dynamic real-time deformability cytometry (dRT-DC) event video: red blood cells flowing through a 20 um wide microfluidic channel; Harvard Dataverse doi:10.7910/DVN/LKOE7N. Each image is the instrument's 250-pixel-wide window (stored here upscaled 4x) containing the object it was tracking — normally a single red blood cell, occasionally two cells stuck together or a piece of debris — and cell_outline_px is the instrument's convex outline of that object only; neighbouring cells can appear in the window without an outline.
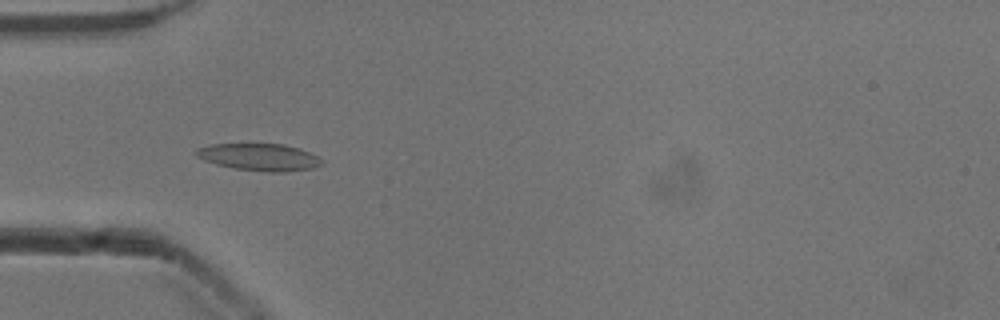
{"species": "common noctule bat (a hibernating species)", "species_latin": "Nyctalus noctula", "temperature_condition": "cold", "stored_images_in_passage": 33, "camera_frame_rate_fps": 3000, "um_per_image_px": 0.085, "animal": {"sex": "male", "body_mass_g": 13.3}, "frame": {"image": 1, "passage_image": 8, "time_ms": 2.333, "image_size_px": [1000, 320], "cell_outline_px": [[324, 164], [312, 168], [288, 172], [268, 172], [236, 168], [216, 164], [204, 160], [196, 156], [196, 148], [212, 144], [284, 144], [300, 148], [324, 160]], "centroid_in_image_um": [22.08, 13.35], "position_along_channel_um": 62.9, "area_um2": 19.83}}
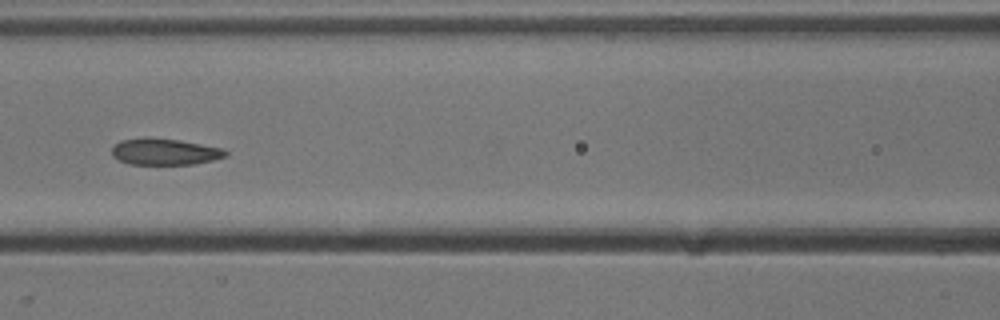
{"frame": {"image": 2, "passage_image": 15, "time_ms": 4.667, "image_size_px": [1000, 320], "cell_outline_px": [[228, 156], [212, 160], [192, 164], [128, 164], [112, 156], [112, 144], [120, 140], [144, 136], [148, 136], [180, 140], [224, 148], [228, 152]], "centroid_in_image_um": [13.97, 12.87], "position_along_channel_um": 152.6, "area_um2": 17.92}}
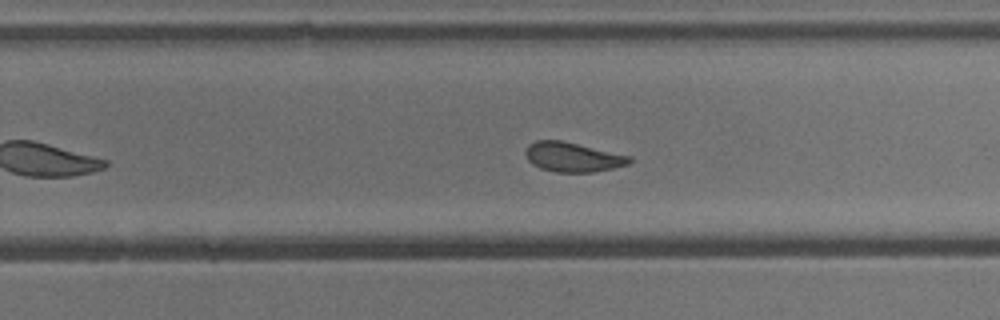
{"frame": {"image": 3, "passage_image": 25, "time_ms": 8.0, "image_size_px": [1000, 320], "cell_outline_px": [[632, 160], [628, 164], [612, 168], [592, 172], [556, 172], [540, 168], [532, 164], [528, 160], [524, 152], [528, 144], [536, 140], [560, 140], [632, 156]], "centroid_in_image_um": [48.66, 13.34], "position_along_channel_um": 281.1, "area_um2": 17.86}, "authors_computed_cell_mechanics": {"area_um2": 19.3052, "velocity_mm_per_s": 3.8688, "shape_relaxation_time_tau1_ms": null, "shape_relaxation_time_tau2_ms": 2.0642, "deformation_change_tau1": null, "deformation_change_tau2": 0.0816}}